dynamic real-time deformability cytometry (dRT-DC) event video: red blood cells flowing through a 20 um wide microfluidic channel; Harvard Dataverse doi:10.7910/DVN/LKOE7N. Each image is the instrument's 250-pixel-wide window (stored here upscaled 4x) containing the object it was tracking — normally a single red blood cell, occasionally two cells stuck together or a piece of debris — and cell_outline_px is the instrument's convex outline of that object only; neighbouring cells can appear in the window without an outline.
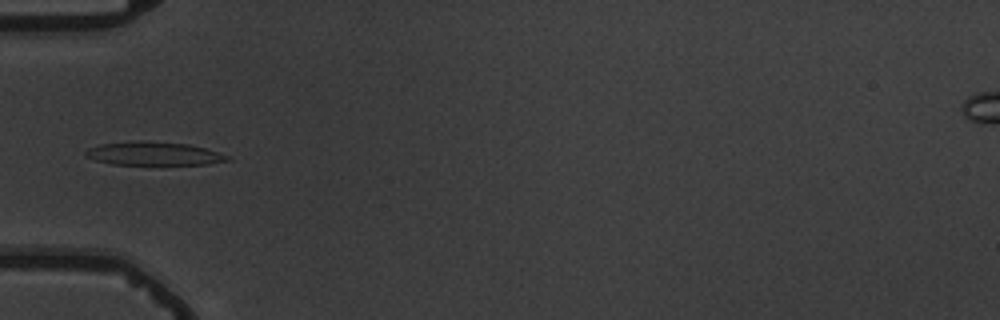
{"species": "common noctule bat (a hibernating species)", "species_latin": "Nyctalus noctula", "temperature_condition": "warm", "stored_images_in_passage": 5, "camera_frame_rate_fps": 3000, "um_per_image_px": 0.085, "animal": {"sex": "male", "body_mass_g": 19.5, "forearm_length_mm": 54.6}, "frame": {"image": 1, "passage_image": 5, "time_ms": 5.333, "image_size_px": [1000, 320], "cell_outline_px": [[232, 160], [208, 164], [112, 164], [96, 160], [84, 156], [84, 152], [88, 148], [100, 144], [144, 140], [188, 144], [204, 148], [232, 156]], "centroid_in_image_um": [13.09, 13.05], "position_along_channel_um": 71.9, "area_um2": 19.36}}